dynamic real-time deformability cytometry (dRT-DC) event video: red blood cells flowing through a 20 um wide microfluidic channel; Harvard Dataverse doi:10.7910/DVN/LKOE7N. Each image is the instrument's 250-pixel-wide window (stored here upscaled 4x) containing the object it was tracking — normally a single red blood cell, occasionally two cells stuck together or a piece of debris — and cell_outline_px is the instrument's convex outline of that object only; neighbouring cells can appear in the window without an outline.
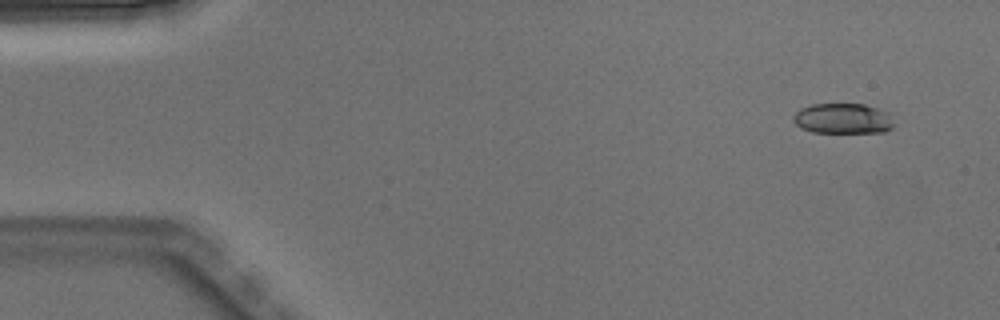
{"species": "Egyptian fruit bat (a non-hibernating species)", "species_latin": "Rousettus aegyptiacus", "temperature_condition": "warm", "stored_images_in_passage": 4, "camera_frame_rate_fps": 3000, "um_per_image_px": 0.085, "animal": {"sex": "male"}, "frame": {"image": 1, "passage_image": 1, "time_ms": 0.0, "image_size_px": [1000, 320], "cell_outline_px": [[892, 128], [884, 132], [812, 132], [800, 128], [792, 120], [792, 116], [800, 108], [812, 104], [864, 104], [892, 112]], "centroid_in_image_um": [71.65, 10.07], "position_along_channel_um": 13.3, "area_um2": 18.03}}
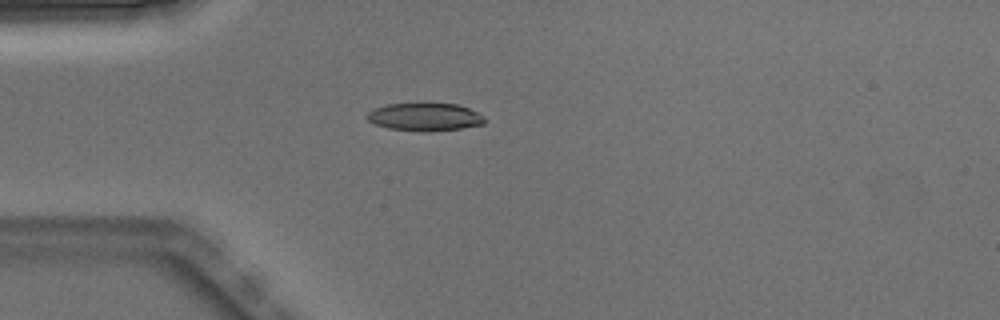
{"frame": {"image": 2, "passage_image": 3, "time_ms": 0.667, "image_size_px": [1000, 320], "cell_outline_px": [[484, 124], [460, 128], [424, 132], [388, 128], [376, 124], [368, 120], [364, 116], [368, 112], [376, 108], [388, 104], [420, 100], [428, 100], [460, 104], [484, 116]], "centroid_in_image_um": [36.1, 9.87], "position_along_channel_um": 48.9, "area_um2": 20.0}}